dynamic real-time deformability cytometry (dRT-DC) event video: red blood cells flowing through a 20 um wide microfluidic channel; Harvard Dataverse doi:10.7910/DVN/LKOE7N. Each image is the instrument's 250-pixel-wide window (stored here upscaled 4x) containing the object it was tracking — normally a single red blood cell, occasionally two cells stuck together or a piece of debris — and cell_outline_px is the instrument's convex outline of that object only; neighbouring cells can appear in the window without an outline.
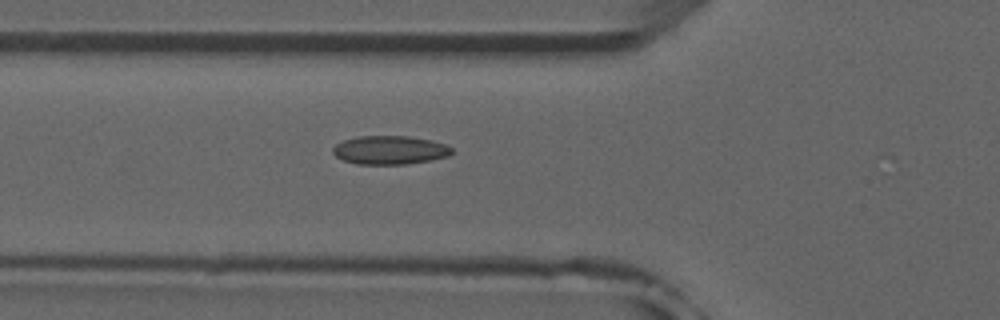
{"species": "common noctule bat (a hibernating species)", "species_latin": "Nyctalus noctula", "temperature_condition": "room temperature", "stored_images_in_passage": 15, "camera_frame_rate_fps": 3000, "um_per_image_px": 0.085, "animal": {"sex": "male", "forearm_length_mm": 52.5}, "frame": {"image": 1, "passage_image": 5, "time_ms": 1.333, "image_size_px": [1000, 320], "cell_outline_px": [[452, 152], [448, 156], [428, 160], [404, 164], [356, 164], [344, 160], [336, 156], [332, 152], [332, 148], [336, 144], [344, 140], [356, 136], [408, 136], [432, 140], [444, 144], [452, 148]], "centroid_in_image_um": [33.1, 12.74], "position_along_channel_um": 92.7, "area_um2": 19.71}}
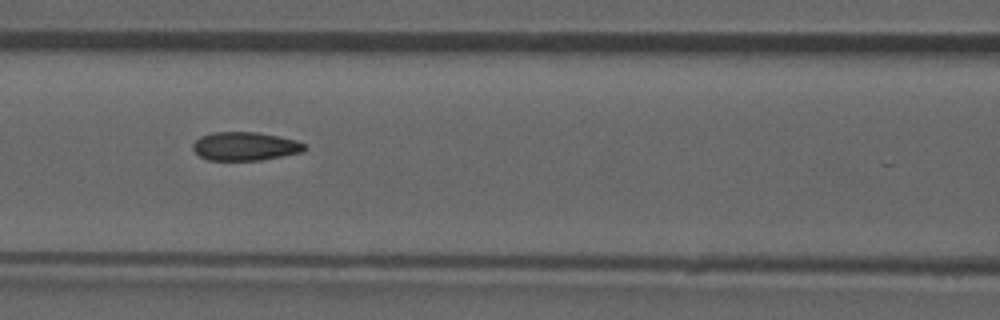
{"frame": {"image": 2, "passage_image": 9, "time_ms": 2.667, "image_size_px": [1000, 320], "cell_outline_px": [[308, 148], [304, 152], [260, 160], [208, 160], [200, 156], [192, 148], [192, 144], [200, 136], [212, 132], [256, 132], [280, 136], [296, 140], [308, 144]], "centroid_in_image_um": [20.88, 12.43], "position_along_channel_um": 145.7, "area_um2": 18.79}}